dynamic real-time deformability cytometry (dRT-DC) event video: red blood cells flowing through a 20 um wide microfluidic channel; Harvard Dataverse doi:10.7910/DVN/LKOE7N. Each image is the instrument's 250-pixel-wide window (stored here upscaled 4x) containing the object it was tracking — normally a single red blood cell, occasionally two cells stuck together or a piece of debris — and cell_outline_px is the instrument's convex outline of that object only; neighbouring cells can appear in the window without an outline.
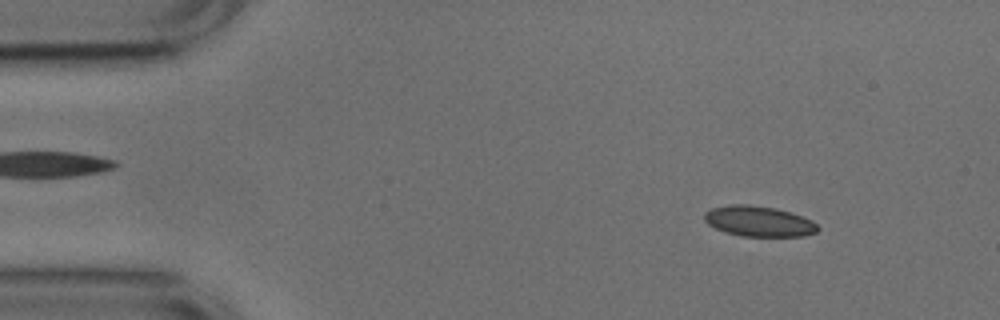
{"species": "common noctule bat (a hibernating species)", "species_latin": "Nyctalus noctula", "temperature_condition": "cold", "stored_images_in_passage": 52, "camera_frame_rate_fps": 3000, "um_per_image_px": 0.085, "animal": {"sex": "male", "body_mass_g": 17.9, "forearm_length_mm": 54.2}, "frame": {"image": 1, "passage_image": 6, "time_ms": 1.667, "image_size_px": [1000, 320], "cell_outline_px": [[820, 228], [816, 232], [804, 236], [740, 236], [724, 232], [708, 224], [704, 220], [704, 212], [712, 208], [732, 204], [748, 204], [776, 208], [792, 212], [812, 220]], "centroid_in_image_um": [64.5, 18.8], "position_along_channel_um": 20.5, "area_um2": 20.29}}
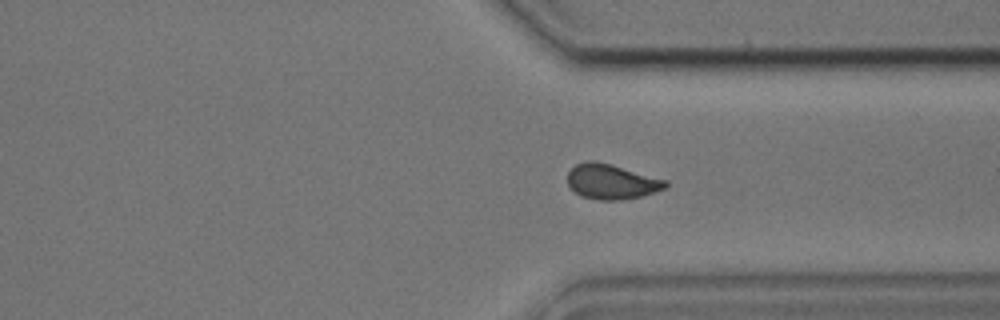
{"frame": {"image": 2, "passage_image": 39, "time_ms": 12.667, "image_size_px": [1000, 320], "cell_outline_px": [[668, 184], [664, 188], [656, 192], [640, 196], [620, 200], [596, 200], [580, 196], [568, 184], [568, 172], [576, 164], [588, 160], [596, 160], [668, 180]], "centroid_in_image_um": [51.98, 15.44], "position_along_channel_um": 359.4, "area_um2": 20.0}}
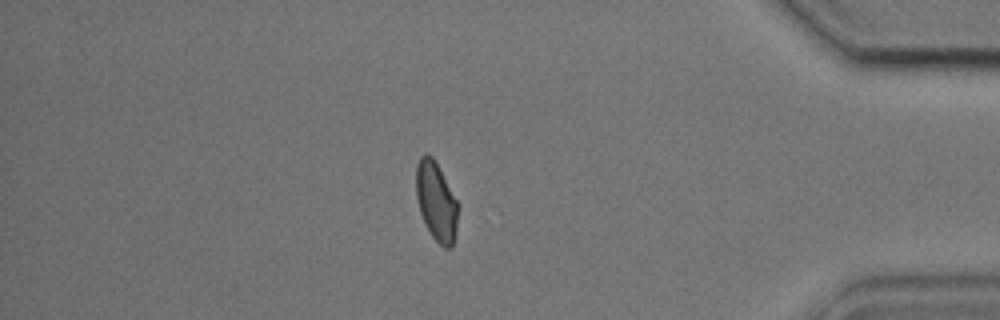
{"frame": {"image": 3, "passage_image": 45, "time_ms": 14.667, "image_size_px": [1000, 320], "cell_outline_px": [[456, 236], [452, 248], [444, 248], [432, 236], [420, 212], [416, 196], [416, 164], [420, 156], [424, 152], [432, 156], [436, 160], [456, 200]], "centroid_in_image_um": [37.05, 17.08], "position_along_channel_um": 398.1, "area_um2": 19.07}, "authors_computed_cell_mechanics": {"area_um2": 19.941, "velocity_mm_per_s": 3.7676, "shape_relaxation_time_tau1_ms": null, "shape_relaxation_time_tau2_ms": 1.1471, "deformation_change_tau1": null, "deformation_change_tau2": 0.0594}}